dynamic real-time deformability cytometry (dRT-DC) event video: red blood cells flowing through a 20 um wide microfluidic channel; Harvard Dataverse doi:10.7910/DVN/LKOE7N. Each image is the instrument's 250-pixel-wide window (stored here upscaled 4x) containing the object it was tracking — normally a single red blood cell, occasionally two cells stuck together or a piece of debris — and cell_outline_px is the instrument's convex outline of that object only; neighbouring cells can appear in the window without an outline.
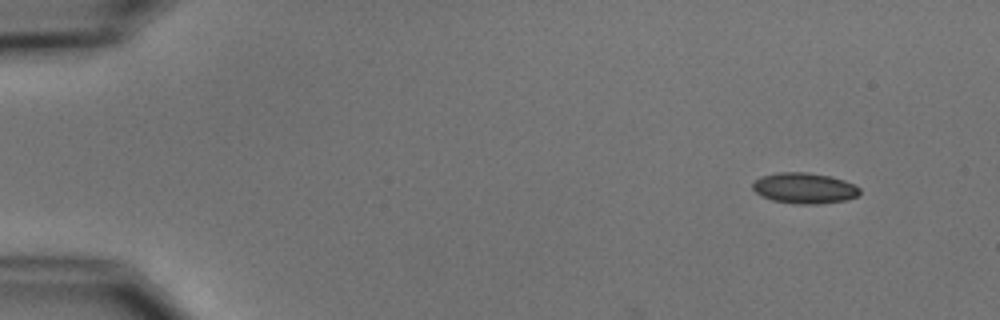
{"species": "common noctule bat (a hibernating species)", "species_latin": "Nyctalus noctula", "temperature_condition": "cold", "stored_images_in_passage": 3, "camera_frame_rate_fps": 3000, "um_per_image_px": 0.085, "animal": {"sex": "male", "body_mass_g": 15.6}, "frame": {"image": 1, "passage_image": 1, "time_ms": 0.0, "image_size_px": [1000, 320], "cell_outline_px": [[860, 192], [856, 196], [848, 200], [816, 204], [800, 204], [772, 200], [756, 192], [752, 188], [752, 184], [760, 176], [776, 172], [804, 172], [832, 176], [844, 180], [860, 188]], "centroid_in_image_um": [68.37, 15.98], "position_along_channel_um": 16.6, "area_um2": 19.13}}